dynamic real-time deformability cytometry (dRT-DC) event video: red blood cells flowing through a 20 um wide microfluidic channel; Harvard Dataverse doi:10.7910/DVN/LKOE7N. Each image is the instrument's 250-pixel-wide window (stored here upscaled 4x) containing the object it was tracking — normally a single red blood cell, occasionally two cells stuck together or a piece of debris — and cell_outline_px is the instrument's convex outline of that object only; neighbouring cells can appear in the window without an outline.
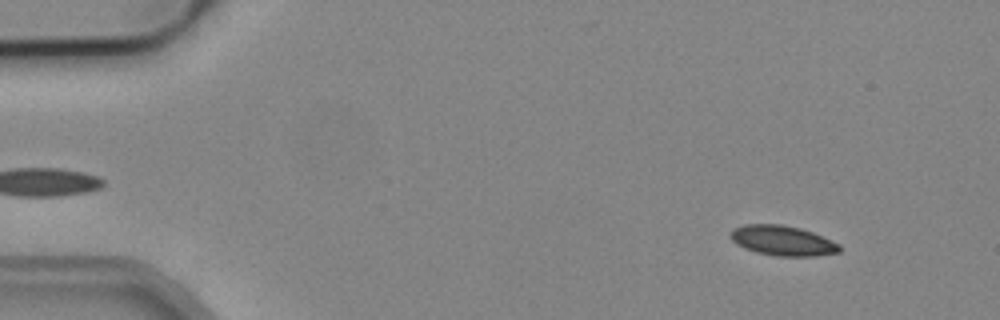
{"species": "common noctule bat (a hibernating species)", "species_latin": "Nyctalus noctula", "temperature_condition": "cold", "stored_images_in_passage": 4, "camera_frame_rate_fps": 3000, "um_per_image_px": 0.085, "animal": {"sex": "male", "body_mass_g": 19.2, "forearm_length_mm": 51.8}, "frame": {"image": 1, "passage_image": 1, "time_ms": 0.0, "image_size_px": [1000, 320], "cell_outline_px": [[840, 252], [816, 256], [776, 256], [756, 252], [744, 248], [736, 244], [728, 236], [732, 228], [744, 224], [780, 224], [800, 228], [812, 232], [840, 244]], "centroid_in_image_um": [66.48, 20.45], "position_along_channel_um": 18.5, "area_um2": 19.19}}